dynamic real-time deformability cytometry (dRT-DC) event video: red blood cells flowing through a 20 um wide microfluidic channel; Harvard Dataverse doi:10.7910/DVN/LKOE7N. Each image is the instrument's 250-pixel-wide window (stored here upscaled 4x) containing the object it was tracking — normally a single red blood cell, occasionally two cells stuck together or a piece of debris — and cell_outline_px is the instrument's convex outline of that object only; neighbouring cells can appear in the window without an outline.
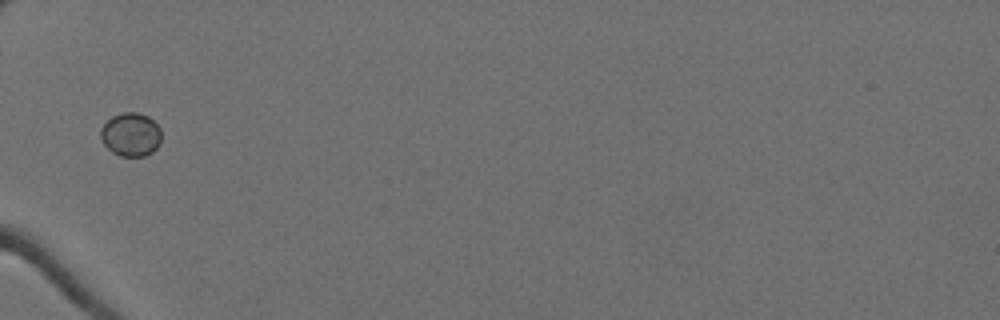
{"species": "Egyptian fruit bat (a non-hibernating species)", "species_latin": "Rousettus aegyptiacus", "temperature_condition": "cold", "stored_images_in_passage": 37, "camera_frame_rate_fps": 3000, "um_per_image_px": 0.085, "animal": {"sex": "female"}, "frame": {"image": 1, "passage_image": 1, "time_ms": 0.0, "image_size_px": [1000, 320], "cell_outline_px": [[160, 144], [152, 152], [144, 156], [120, 156], [112, 152], [104, 144], [100, 136], [100, 128], [112, 116], [124, 112], [140, 112], [148, 116], [160, 128]], "centroid_in_image_um": [11.11, 11.43], "position_along_channel_um": 73.9, "area_um2": 15.43}}
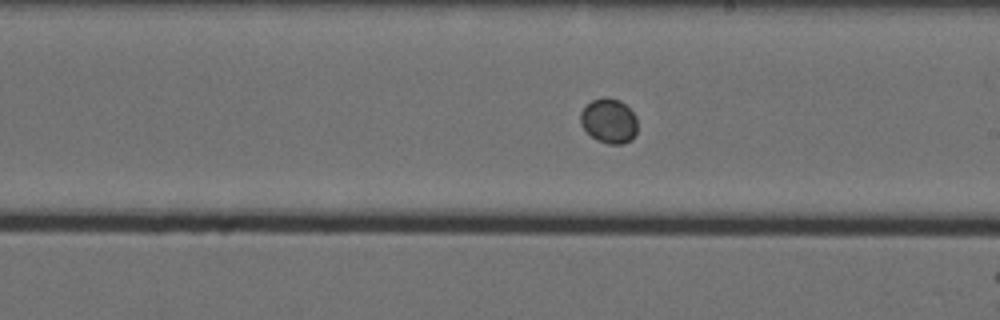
{"frame": {"image": 2, "passage_image": 15, "time_ms": 4.667, "image_size_px": [1000, 320], "cell_outline_px": [[636, 132], [632, 140], [620, 144], [608, 144], [596, 140], [580, 124], [580, 112], [592, 100], [604, 96], [620, 100], [636, 116]], "centroid_in_image_um": [51.75, 10.27], "position_along_channel_um": 237.2, "area_um2": 14.8}}
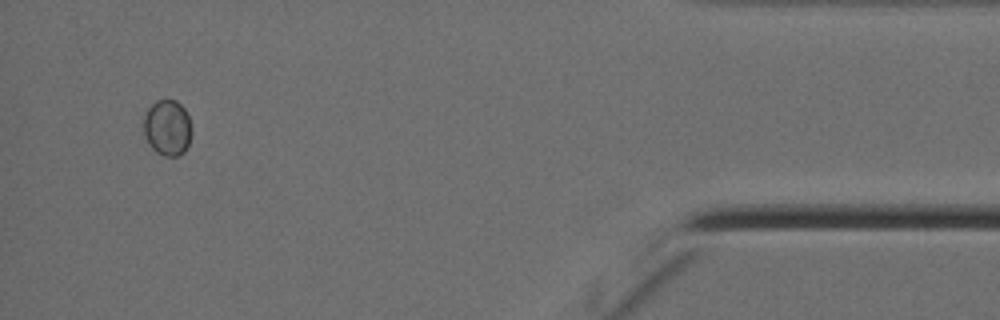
{"frame": {"image": 3, "passage_image": 35, "time_ms": 11.333, "image_size_px": [1000, 320], "cell_outline_px": [[192, 132], [188, 144], [184, 152], [180, 156], [164, 156], [156, 152], [148, 144], [144, 136], [144, 116], [148, 108], [156, 100], [176, 100], [184, 108], [188, 116], [192, 128]], "centroid_in_image_um": [14.23, 10.87], "position_along_channel_um": 421.0, "area_um2": 15.78}}